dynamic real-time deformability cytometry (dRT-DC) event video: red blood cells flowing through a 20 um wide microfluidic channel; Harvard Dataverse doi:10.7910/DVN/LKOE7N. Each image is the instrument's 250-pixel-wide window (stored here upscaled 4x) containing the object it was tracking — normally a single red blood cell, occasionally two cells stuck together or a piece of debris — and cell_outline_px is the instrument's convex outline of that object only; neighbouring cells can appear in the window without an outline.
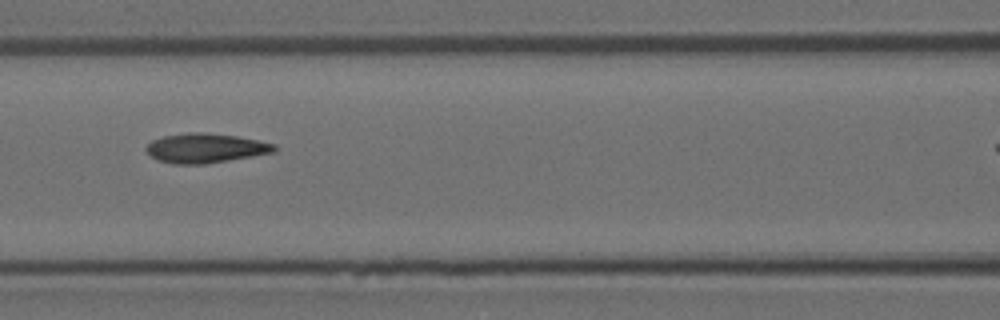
{"species": "Egyptian fruit bat (a non-hibernating species)", "species_latin": "Rousettus aegyptiacus", "temperature_condition": "room temperature", "stored_images_in_passage": 7, "segment_of_instrument_passage": [1, 2], "camera_frame_rate_fps": 3000, "um_per_image_px": 0.085, "animal": {"sex": "female"}, "frame": {"image": 1, "passage_image": 3, "time_ms": 0.667, "image_size_px": [1000, 320], "cell_outline_px": [[276, 152], [204, 164], [176, 164], [160, 160], [152, 156], [144, 148], [152, 140], [164, 136], [188, 132], [204, 132], [236, 136], [276, 144]], "centroid_in_image_um": [17.48, 12.58], "position_along_channel_um": 149.1, "area_um2": 21.79}}
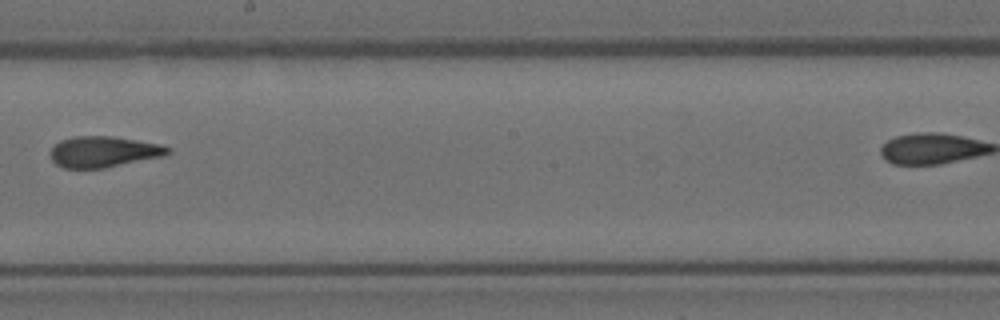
{"frame": {"image": 2, "passage_image": 5, "time_ms": 1.333, "image_size_px": [1000, 320], "cell_outline_px": [[172, 152], [164, 156], [104, 168], [64, 168], [56, 164], [52, 160], [48, 152], [60, 140], [76, 136], [112, 136], [160, 144], [172, 148]], "centroid_in_image_um": [8.81, 12.9], "position_along_channel_um": 239.4, "area_um2": 21.27}}